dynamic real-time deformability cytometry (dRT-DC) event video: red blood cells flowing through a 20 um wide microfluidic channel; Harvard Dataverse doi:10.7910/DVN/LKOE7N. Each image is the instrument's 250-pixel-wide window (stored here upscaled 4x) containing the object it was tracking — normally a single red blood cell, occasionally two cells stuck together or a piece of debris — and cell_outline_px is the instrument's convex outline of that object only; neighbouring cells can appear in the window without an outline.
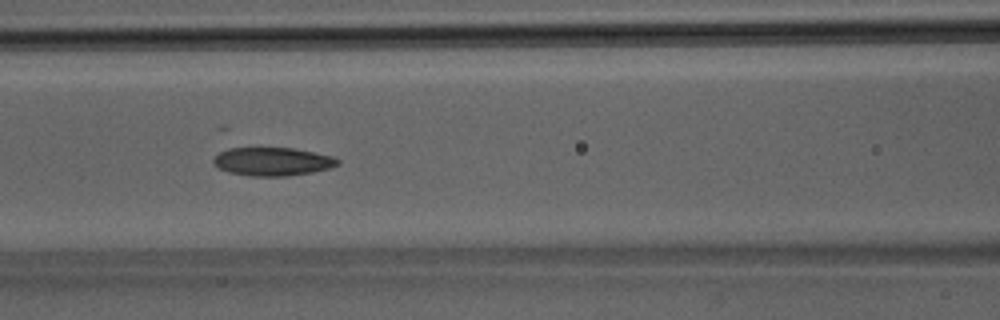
{"species": "Egyptian fruit bat (a non-hibernating species)", "species_latin": "Rousettus aegyptiacus", "temperature_condition": "room temperature", "stored_images_in_passage": 39, "camera_frame_rate_fps": 3000, "um_per_image_px": 0.085, "animal": {"sex": "male"}, "frame": {"image": 1, "passage_image": 17, "time_ms": 5.333, "image_size_px": [1000, 320], "cell_outline_px": [[340, 164], [328, 168], [312, 172], [288, 176], [252, 176], [228, 172], [212, 164], [212, 160], [220, 152], [228, 148], [292, 148], [332, 156], [340, 160]], "centroid_in_image_um": [23.15, 13.73], "position_along_channel_um": 143.5, "area_um2": 20.4}}
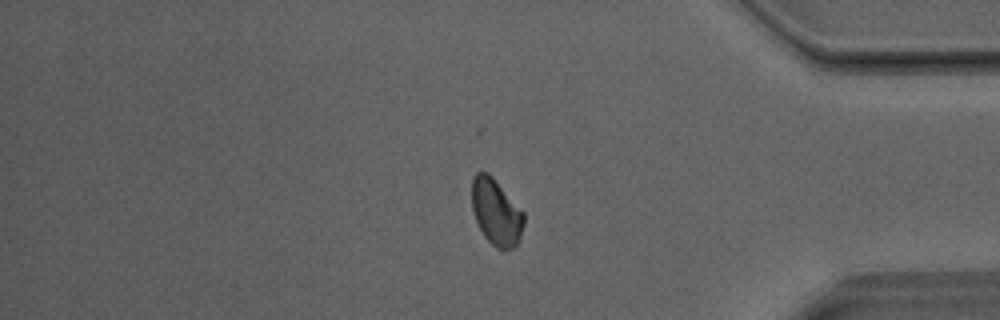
{"frame": {"image": 2, "passage_image": 33, "time_ms": 10.667, "image_size_px": [1000, 320], "cell_outline_px": [[524, 224], [520, 236], [516, 244], [512, 248], [496, 248], [484, 236], [476, 220], [472, 208], [472, 176], [476, 172], [488, 172], [492, 176], [524, 212]], "centroid_in_image_um": [42.16, 18.0], "position_along_channel_um": 393.0, "area_um2": 19.88}}
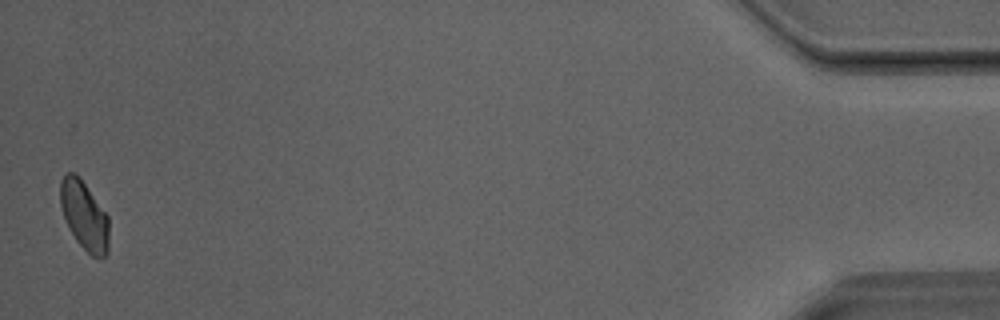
{"frame": {"image": 3, "passage_image": 39, "time_ms": 12.667, "image_size_px": [1000, 320], "cell_outline_px": [[108, 252], [104, 256], [92, 256], [76, 240], [64, 216], [60, 204], [60, 180], [68, 172], [72, 172], [84, 184], [108, 216]], "centroid_in_image_um": [7.16, 18.33], "position_along_channel_um": 428.0, "area_um2": 18.79}}